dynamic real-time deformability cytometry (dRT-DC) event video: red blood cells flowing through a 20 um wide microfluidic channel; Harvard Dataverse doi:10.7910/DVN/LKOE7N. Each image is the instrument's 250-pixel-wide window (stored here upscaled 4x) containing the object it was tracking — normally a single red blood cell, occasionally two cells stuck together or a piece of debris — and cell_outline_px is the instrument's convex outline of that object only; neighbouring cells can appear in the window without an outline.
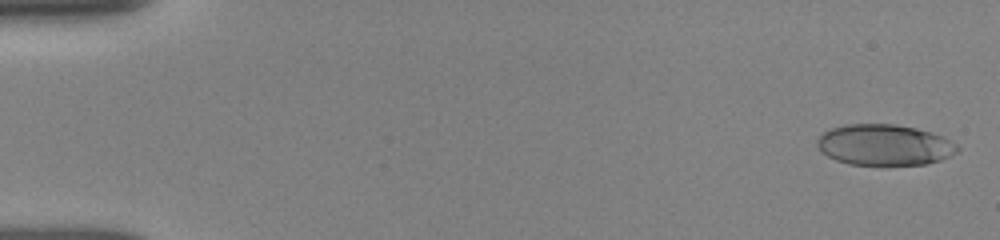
{"species": "human", "species_latin": "Homo sapiens", "temperature_condition": "room temperature", "stored_images_in_passage": 43, "camera_frame_rate_fps": 3000, "um_per_image_px": 0.085, "donor": {"sex": "female"}, "frame": {"image": 1, "passage_image": 2, "time_ms": 0.333, "image_size_px": [1000, 240], "cell_outline_px": [[960, 152], [940, 160], [924, 164], [848, 164], [836, 160], [828, 156], [816, 144], [816, 140], [824, 132], [832, 128], [844, 124], [896, 124], [916, 128], [932, 132], [956, 144], [960, 148]], "centroid_in_image_um": [75.19, 12.3], "position_along_channel_um": 9.8, "area_um2": 33.23}}
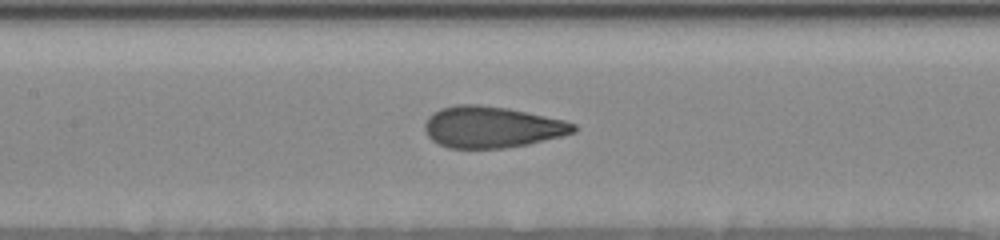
{"frame": {"image": 2, "passage_image": 25, "time_ms": 8.0, "image_size_px": [1000, 240], "cell_outline_px": [[576, 132], [528, 144], [504, 148], [448, 148], [432, 140], [428, 136], [424, 128], [424, 124], [428, 116], [432, 112], [440, 108], [456, 104], [480, 104], [508, 108], [564, 120], [576, 124]], "centroid_in_image_um": [41.77, 10.79], "position_along_channel_um": 165.6, "area_um2": 35.95}}
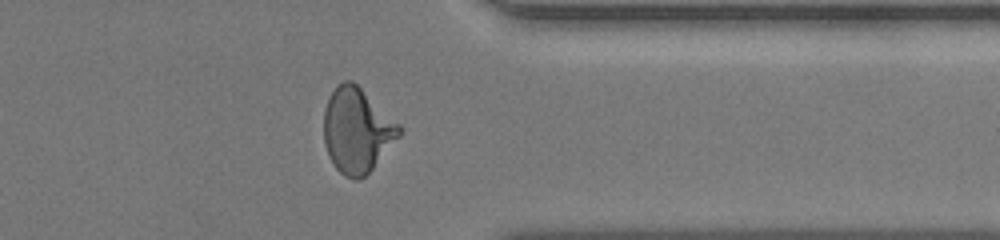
{"frame": {"image": 3, "passage_image": 42, "time_ms": 13.667, "image_size_px": [1000, 240], "cell_outline_px": [[404, 128], [400, 136], [372, 168], [364, 176], [356, 180], [352, 180], [344, 176], [336, 168], [328, 156], [324, 144], [324, 108], [336, 84], [344, 80], [352, 80], [400, 124]], "centroid_in_image_um": [30.33, 11.07], "position_along_channel_um": 381.1, "area_um2": 37.22}}